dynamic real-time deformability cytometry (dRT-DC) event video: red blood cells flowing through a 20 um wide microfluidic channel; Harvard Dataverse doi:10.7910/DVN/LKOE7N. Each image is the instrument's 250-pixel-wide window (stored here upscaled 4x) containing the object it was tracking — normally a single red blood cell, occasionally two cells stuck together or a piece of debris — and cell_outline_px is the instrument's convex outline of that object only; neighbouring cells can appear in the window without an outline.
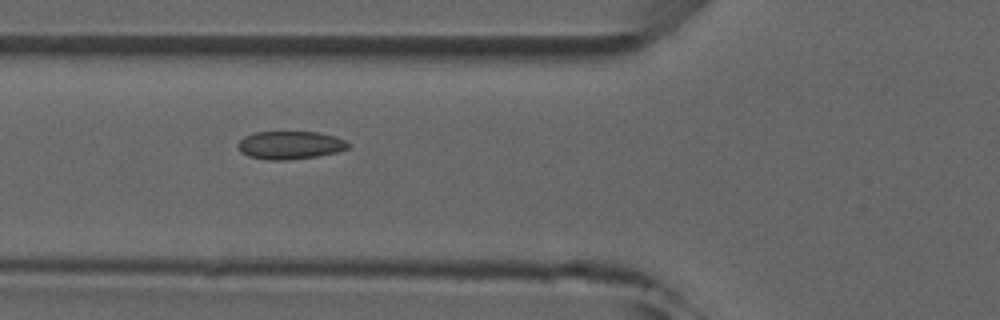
{"species": "common noctule bat (a hibernating species)", "species_latin": "Nyctalus noctula", "temperature_condition": "room temperature", "stored_images_in_passage": 7, "camera_frame_rate_fps": 3000, "um_per_image_px": 0.085, "animal": {"sex": "male", "forearm_length_mm": 52.5}, "frame": {"image": 1, "passage_image": 5, "time_ms": 5.333, "image_size_px": [1000, 320], "cell_outline_px": [[348, 148], [336, 152], [316, 156], [288, 160], [264, 160], [248, 156], [240, 152], [236, 144], [244, 136], [256, 132], [316, 132], [336, 136], [344, 140], [348, 144]], "centroid_in_image_um": [24.6, 12.34], "position_along_channel_um": 101.2, "area_um2": 18.03}}
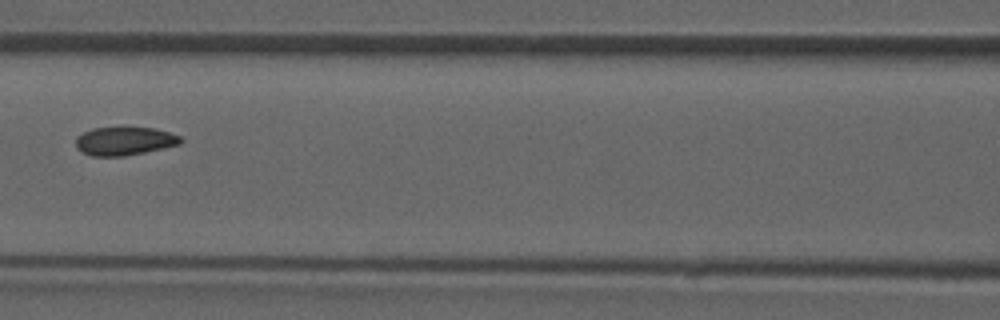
{"frame": {"image": 2, "passage_image": 6, "time_ms": 6.667, "image_size_px": [1000, 320], "cell_outline_px": [[184, 140], [180, 144], [144, 152], [124, 156], [92, 156], [76, 148], [76, 136], [92, 128], [120, 124], [156, 128], [180, 136]], "centroid_in_image_um": [10.57, 11.93], "position_along_channel_um": 156.0, "area_um2": 18.09}}